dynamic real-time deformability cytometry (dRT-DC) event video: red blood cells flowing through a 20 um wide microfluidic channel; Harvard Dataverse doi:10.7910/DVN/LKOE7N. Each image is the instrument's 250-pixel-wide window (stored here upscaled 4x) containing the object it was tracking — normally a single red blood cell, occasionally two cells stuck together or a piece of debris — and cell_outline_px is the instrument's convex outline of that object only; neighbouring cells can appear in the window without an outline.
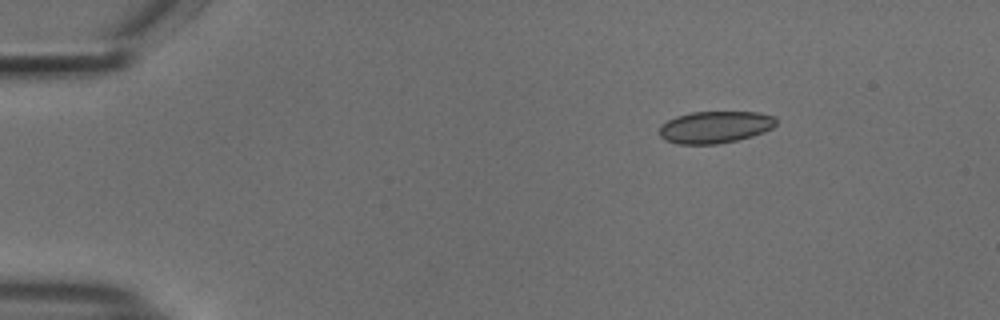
{"species": "common noctule bat (a hibernating species)", "species_latin": "Nyctalus noctula", "temperature_condition": "cold", "stored_images_in_passage": 47, "camera_frame_rate_fps": 3000, "um_per_image_px": 0.085, "animal": {"sex": "male", "body_mass_g": 18.8}, "frame": {"image": 1, "passage_image": 1, "time_ms": 0.0, "image_size_px": [1000, 320], "cell_outline_px": [[776, 124], [772, 128], [764, 132], [752, 136], [736, 140], [716, 144], [676, 144], [664, 140], [660, 136], [660, 128], [668, 120], [676, 116], [692, 112], [756, 112], [776, 116]], "centroid_in_image_um": [60.79, 10.8], "position_along_channel_um": 24.2, "area_um2": 21.73}}
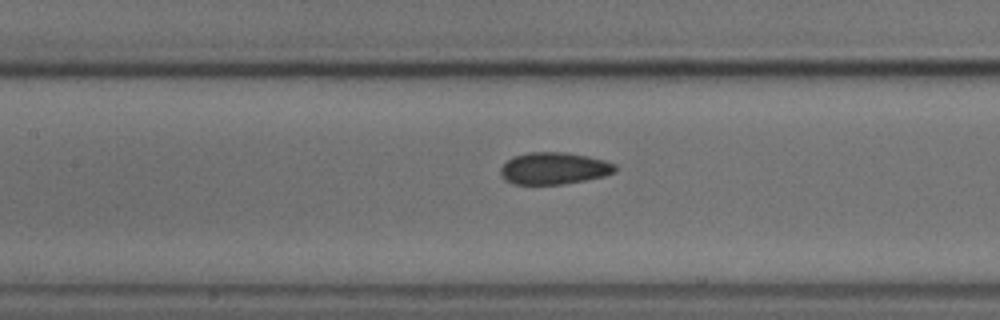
{"frame": {"image": 2, "passage_image": 18, "time_ms": 5.667, "image_size_px": [1000, 320], "cell_outline_px": [[616, 172], [604, 176], [564, 184], [512, 184], [504, 180], [500, 176], [500, 168], [512, 156], [528, 152], [564, 152], [588, 156], [604, 160], [616, 164]], "centroid_in_image_um": [47.07, 14.31], "position_along_channel_um": 160.3, "area_um2": 21.5}}
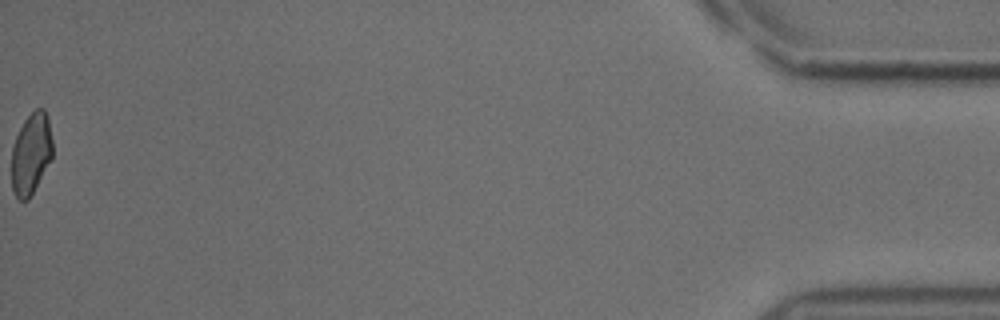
{"frame": {"image": 3, "passage_image": 47, "time_ms": 15.333, "image_size_px": [1000, 320], "cell_outline_px": [[52, 156], [28, 200], [20, 200], [16, 196], [12, 188], [12, 148], [16, 136], [24, 120], [36, 108], [44, 108], [48, 116], [52, 140]], "centroid_in_image_um": [2.64, 13.02], "position_along_channel_um": 432.6, "area_um2": 19.13}, "authors_computed_cell_mechanics": {"area_um2": 21.675, "velocity_mm_per_s": 3.7824, "shape_relaxation_time_tau1_ms": 5.7805, "shape_relaxation_time_tau2_ms": 2.4768, "deformation_change_tau1": 0.0708, "deformation_change_tau2": 0.0637}}